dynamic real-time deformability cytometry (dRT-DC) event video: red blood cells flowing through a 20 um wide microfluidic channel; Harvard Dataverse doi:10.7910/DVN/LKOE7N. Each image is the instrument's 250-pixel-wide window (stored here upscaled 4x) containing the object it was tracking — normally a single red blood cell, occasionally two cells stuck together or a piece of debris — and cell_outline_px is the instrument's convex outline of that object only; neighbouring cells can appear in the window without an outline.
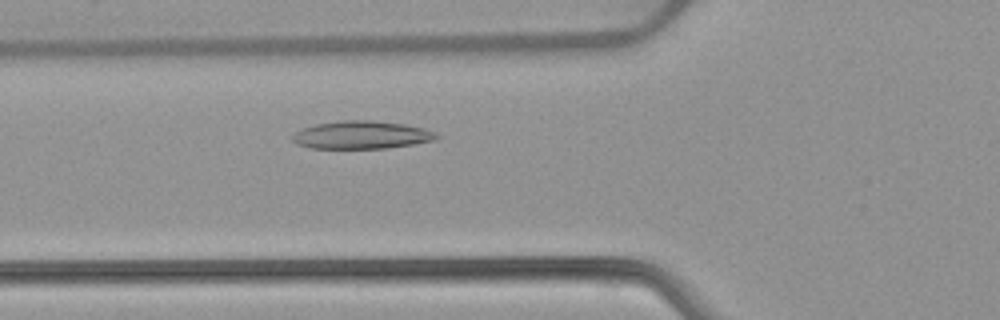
{"species": "common noctule bat (a hibernating species)", "species_latin": "Nyctalus noctula", "temperature_condition": "warm", "stored_images_in_passage": 47, "camera_frame_rate_fps": 3000, "um_per_image_px": 0.085, "animal": {"sex": "female", "body_mass_g": 22.7, "forearm_length_mm": 54.2}, "frame": {"image": 1, "passage_image": 14, "time_ms": 4.333, "image_size_px": [1000, 320], "cell_outline_px": [[440, 136], [436, 140], [388, 148], [308, 148], [296, 144], [292, 140], [292, 136], [296, 132], [304, 128], [316, 124], [340, 120], [372, 120], [404, 124], [424, 128], [436, 132]], "centroid_in_image_um": [30.75, 11.47], "position_along_channel_um": 95.1, "area_um2": 23.47}}
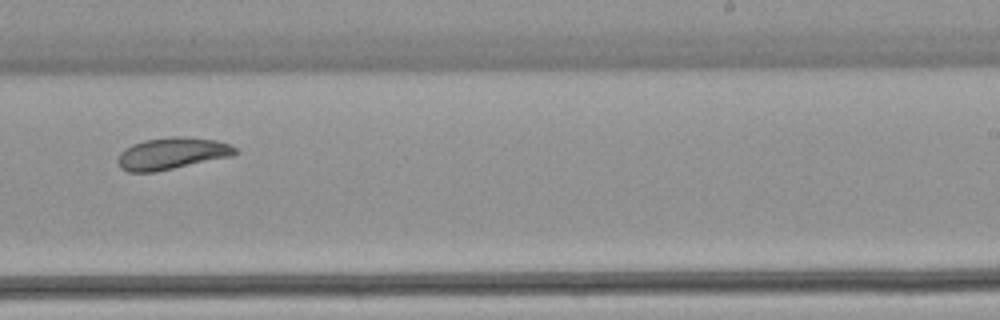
{"frame": {"image": 2, "passage_image": 28, "time_ms": 9.0, "image_size_px": [1000, 320], "cell_outline_px": [[236, 152], [232, 156], [156, 172], [128, 172], [120, 168], [116, 160], [120, 152], [124, 148], [132, 144], [144, 140], [172, 136], [176, 136], [216, 140], [228, 144], [236, 148]], "centroid_in_image_um": [14.55, 13.05], "position_along_channel_um": 274.4, "area_um2": 21.79}}
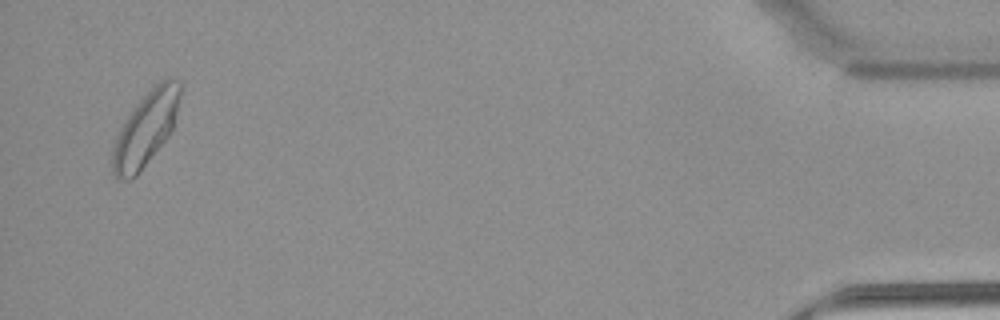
{"frame": {"image": 3, "passage_image": 46, "time_ms": 15.0, "image_size_px": [1000, 320], "cell_outline_px": [[180, 96], [172, 132], [140, 172], [136, 176], [128, 180], [116, 180], [112, 172], [112, 144], [120, 128], [136, 104], [160, 80], [168, 76], [172, 76], [180, 80]], "centroid_in_image_um": [12.38, 10.97], "position_along_channel_um": 422.8, "area_um2": 29.3}, "authors_computed_cell_mechanics": {"area_um2": 23.4668, "velocity_mm_per_s": 3.8458, "shape_relaxation_time_tau1_ms": 7.2814, "shape_relaxation_time_tau2_ms": 2.746, "deformation_change_tau1": 0.1552, "deformation_change_tau2": 0.0739}}